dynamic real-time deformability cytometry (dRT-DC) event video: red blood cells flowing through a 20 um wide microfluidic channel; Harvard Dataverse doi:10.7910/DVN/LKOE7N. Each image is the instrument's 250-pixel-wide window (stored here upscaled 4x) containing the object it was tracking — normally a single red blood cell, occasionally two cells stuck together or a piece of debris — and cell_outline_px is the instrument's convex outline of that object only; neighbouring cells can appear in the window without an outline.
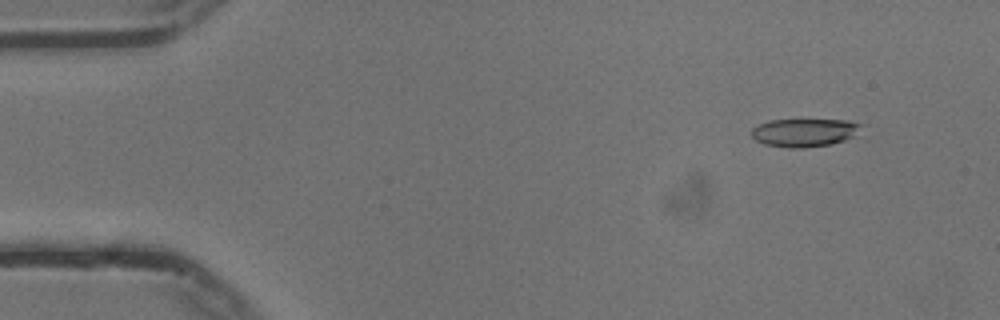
{"species": "common noctule bat (a hibernating species)", "species_latin": "Nyctalus noctula", "temperature_condition": "cold", "stored_images_in_passage": 17, "camera_frame_rate_fps": 3000, "um_per_image_px": 0.085, "animal": {"sex": "male", "body_mass_g": 13.3}, "frame": {"image": 1, "passage_image": 5, "time_ms": 1.333, "image_size_px": [1000, 320], "cell_outline_px": [[864, 124], [852, 136], [844, 140], [828, 144], [804, 148], [788, 148], [764, 144], [756, 140], [752, 136], [752, 128], [768, 120], [848, 120]], "centroid_in_image_um": [68.35, 11.26], "position_along_channel_um": 16.7, "area_um2": 17.8}}
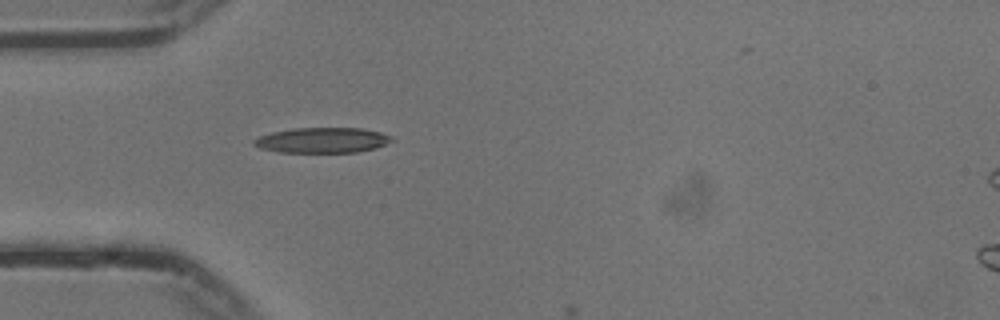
{"frame": {"image": 2, "passage_image": 16, "time_ms": 5.0, "image_size_px": [1000, 320], "cell_outline_px": [[396, 140], [376, 148], [356, 152], [280, 152], [260, 148], [252, 144], [252, 140], [260, 136], [272, 132], [292, 128], [360, 128], [380, 132], [392, 136]], "centroid_in_image_um": [27.41, 11.91], "position_along_channel_um": 57.6, "area_um2": 20.4}}